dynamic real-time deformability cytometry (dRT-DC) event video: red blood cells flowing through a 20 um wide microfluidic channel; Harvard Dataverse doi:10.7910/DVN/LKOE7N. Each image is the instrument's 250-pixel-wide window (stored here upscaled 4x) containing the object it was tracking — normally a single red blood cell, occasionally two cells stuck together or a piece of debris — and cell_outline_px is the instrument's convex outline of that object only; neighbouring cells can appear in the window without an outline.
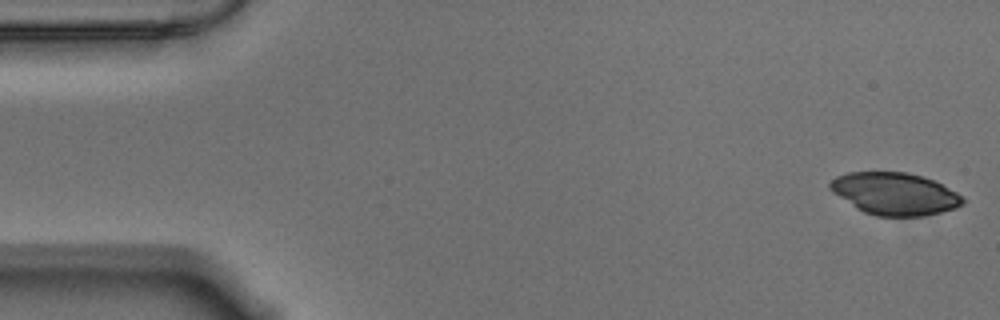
{"species": "Egyptian fruit bat (a non-hibernating species)", "species_latin": "Rousettus aegyptiacus", "temperature_condition": "warm", "stored_images_in_passage": 56, "camera_frame_rate_fps": 3000, "um_per_image_px": 0.085, "animal": {"sex": "male"}, "frame": {"image": 1, "passage_image": 1, "time_ms": 0.0, "image_size_px": [1000, 320], "cell_outline_px": [[964, 204], [956, 208], [924, 216], [876, 216], [864, 212], [856, 208], [832, 192], [828, 188], [828, 184], [836, 176], [848, 172], [908, 172], [924, 176], [964, 196]], "centroid_in_image_um": [76.04, 16.47], "position_along_channel_um": 9.0, "area_um2": 32.77}}